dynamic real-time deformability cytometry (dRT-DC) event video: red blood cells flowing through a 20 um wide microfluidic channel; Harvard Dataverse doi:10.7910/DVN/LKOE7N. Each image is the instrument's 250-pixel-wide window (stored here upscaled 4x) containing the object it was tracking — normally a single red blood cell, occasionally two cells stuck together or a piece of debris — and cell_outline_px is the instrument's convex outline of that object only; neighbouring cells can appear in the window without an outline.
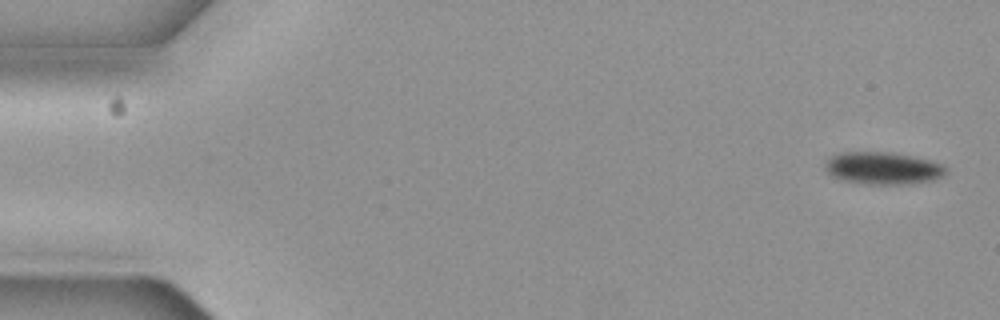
{"species": "common noctule bat (a hibernating species)", "species_latin": "Nyctalus noctula", "temperature_condition": "cold", "stored_images_in_passage": 5, "camera_frame_rate_fps": 3000, "um_per_image_px": 0.085, "animal": {"sex": "female", "body_mass_g": 19.3, "forearm_length_mm": 54.1}, "frame": {"image": 1, "passage_image": 1, "time_ms": 0.0, "image_size_px": [1000, 320], "cell_outline_px": [[948, 172], [932, 180], [896, 184], [868, 184], [844, 180], [832, 176], [824, 168], [824, 164], [832, 156], [844, 152], [892, 152], [932, 160], [944, 164], [948, 168]], "centroid_in_image_um": [75.07, 14.28], "position_along_channel_um": 9.9, "area_um2": 22.6}}
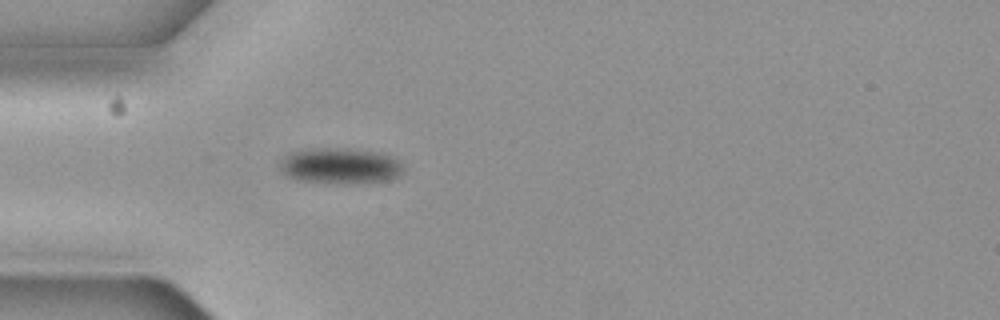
{"frame": {"image": 2, "passage_image": 5, "time_ms": 1.333, "image_size_px": [1000, 320], "cell_outline_px": [[404, 168], [400, 176], [388, 180], [344, 184], [336, 184], [296, 180], [280, 172], [280, 160], [288, 152], [304, 148], [348, 148], [372, 152], [388, 156], [396, 160]], "centroid_in_image_um": [28.82, 14.1], "position_along_channel_um": 56.2, "area_um2": 26.01}}